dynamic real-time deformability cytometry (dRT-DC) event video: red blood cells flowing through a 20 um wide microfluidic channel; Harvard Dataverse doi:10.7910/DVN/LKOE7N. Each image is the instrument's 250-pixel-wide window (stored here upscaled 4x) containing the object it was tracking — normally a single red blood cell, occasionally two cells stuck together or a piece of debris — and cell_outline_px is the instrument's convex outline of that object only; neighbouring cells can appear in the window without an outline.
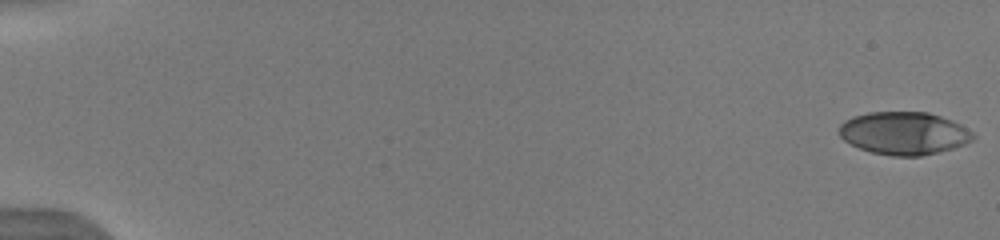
{"species": "human", "species_latin": "Homo sapiens", "temperature_condition": "warm", "stored_images_in_passage": 52, "camera_frame_rate_fps": 3000, "um_per_image_px": 0.085, "donor": {"sex": "male"}, "frame": {"image": 1, "passage_image": 1, "time_ms": 0.0, "image_size_px": [1000, 240], "cell_outline_px": [[976, 136], [972, 140], [964, 144], [952, 148], [920, 156], [892, 156], [872, 152], [860, 148], [844, 140], [840, 136], [840, 124], [844, 120], [852, 116], [868, 112], [928, 112], [952, 120], [960, 124], [972, 132]], "centroid_in_image_um": [76.83, 11.31], "position_along_channel_um": 8.2, "area_um2": 33.23}}
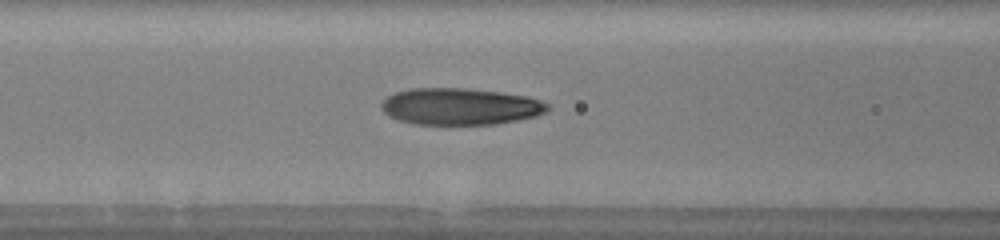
{"frame": {"image": 2, "passage_image": 24, "time_ms": 7.667, "image_size_px": [1000, 240], "cell_outline_px": [[552, 108], [548, 112], [536, 116], [496, 124], [412, 124], [388, 116], [380, 108], [380, 104], [388, 96], [396, 92], [412, 88], [464, 88], [500, 92], [528, 96], [552, 104]], "centroid_in_image_um": [39.16, 9.05], "position_along_channel_um": 127.4, "area_um2": 35.84}}
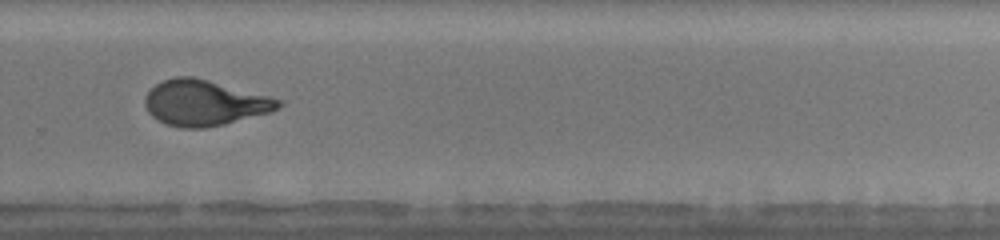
{"frame": {"image": 3, "passage_image": 38, "time_ms": 12.333, "image_size_px": [1000, 240], "cell_outline_px": [[284, 104], [280, 108], [272, 112], [224, 124], [204, 128], [180, 128], [156, 120], [148, 112], [144, 104], [144, 100], [148, 92], [156, 84], [164, 80], [176, 76], [192, 76], [208, 80], [284, 100]], "centroid_in_image_um": [17.4, 8.75], "position_along_channel_um": 312.4, "area_um2": 35.49}}